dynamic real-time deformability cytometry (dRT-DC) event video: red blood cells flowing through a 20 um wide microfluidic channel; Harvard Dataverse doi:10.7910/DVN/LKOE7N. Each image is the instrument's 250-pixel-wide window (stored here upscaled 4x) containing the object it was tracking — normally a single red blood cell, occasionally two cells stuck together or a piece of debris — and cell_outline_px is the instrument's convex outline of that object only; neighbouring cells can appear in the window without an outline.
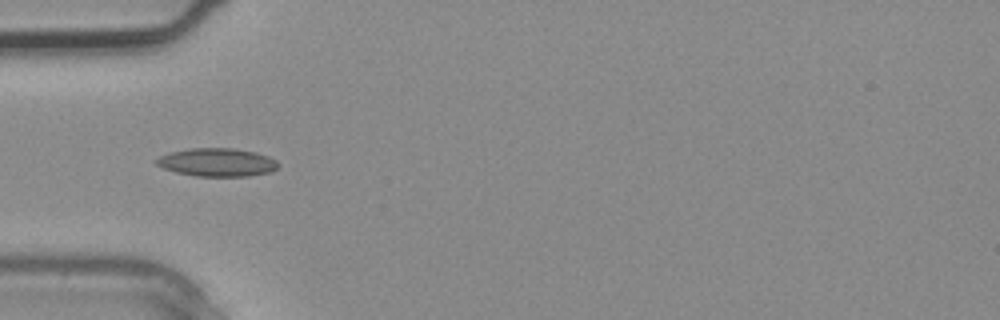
{"species": "common noctule bat (a hibernating species)", "species_latin": "Nyctalus noctula", "temperature_condition": "warm", "stored_images_in_passage": 1, "camera_frame_rate_fps": 3000, "um_per_image_px": 0.085, "animal": {"sex": "male", "body_mass_g": 20.4}, "frame": {"image": 1, "passage_image": 1, "time_ms": 0.0, "image_size_px": [1000, 320], "cell_outline_px": [[280, 164], [272, 172], [248, 176], [196, 176], [176, 172], [164, 168], [156, 164], [156, 160], [160, 156], [168, 152], [188, 148], [236, 148], [256, 152], [268, 156], [276, 160]], "centroid_in_image_um": [18.47, 13.79], "position_along_channel_um": 66.5, "area_um2": 20.17}}